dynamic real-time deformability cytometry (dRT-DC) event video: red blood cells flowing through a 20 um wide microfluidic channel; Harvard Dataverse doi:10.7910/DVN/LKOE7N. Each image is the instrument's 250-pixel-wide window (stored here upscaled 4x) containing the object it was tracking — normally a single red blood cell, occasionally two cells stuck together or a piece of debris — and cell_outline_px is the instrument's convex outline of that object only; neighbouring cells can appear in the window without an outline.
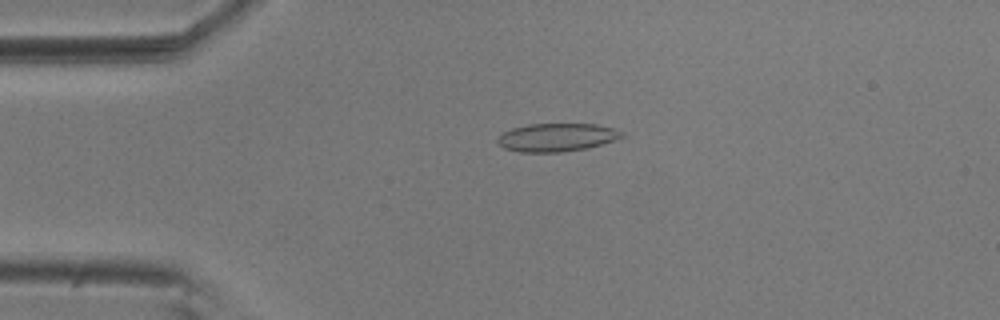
{"species": "common noctule bat (a hibernating species)", "species_latin": "Nyctalus noctula", "temperature_condition": "room temperature", "stored_images_in_passage": 43, "camera_frame_rate_fps": 3000, "um_per_image_px": 0.085, "animal": {"sex": "male", "body_mass_g": 20.5, "forearm_length_mm": 52.5}, "frame": {"image": 1, "passage_image": 1, "time_ms": 0.0, "image_size_px": [1000, 320], "cell_outline_px": [[624, 136], [616, 140], [588, 148], [560, 152], [520, 152], [504, 148], [496, 140], [504, 132], [512, 128], [528, 124], [596, 124], [612, 128], [620, 132]], "centroid_in_image_um": [47.32, 11.68], "position_along_channel_um": 37.7, "area_um2": 20.23}}
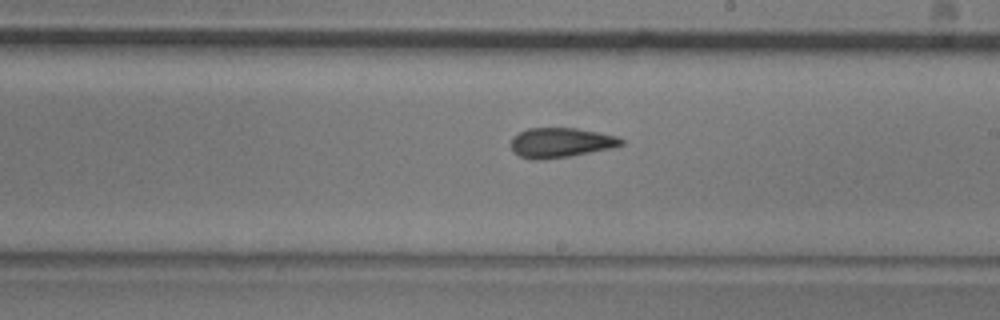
{"frame": {"image": 2, "passage_image": 20, "time_ms": 6.333, "image_size_px": [1000, 320], "cell_outline_px": [[624, 144], [612, 148], [568, 156], [544, 160], [532, 160], [520, 156], [512, 152], [512, 136], [528, 128], [576, 128], [616, 136], [624, 140]], "centroid_in_image_um": [47.64, 12.13], "position_along_channel_um": 241.4, "area_um2": 19.07}}
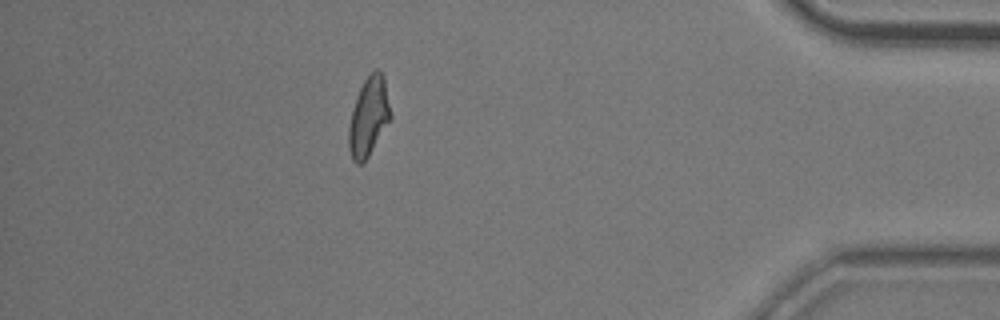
{"frame": {"image": 3, "passage_image": 37, "time_ms": 12.0, "image_size_px": [1000, 320], "cell_outline_px": [[392, 120], [368, 156], [360, 164], [356, 164], [352, 160], [348, 148], [348, 128], [356, 96], [364, 80], [376, 68], [384, 76], [392, 116]], "centroid_in_image_um": [31.35, 9.94], "position_along_channel_um": 403.8, "area_um2": 19.36}, "authors_computed_cell_mechanics": {"area_um2": 19.3052, "velocity_mm_per_s": 3.6765, "shape_relaxation_time_tau1_ms": null, "shape_relaxation_time_tau2_ms": 2.6087, "deformation_change_tau1": null, "deformation_change_tau2": 0.1043}}